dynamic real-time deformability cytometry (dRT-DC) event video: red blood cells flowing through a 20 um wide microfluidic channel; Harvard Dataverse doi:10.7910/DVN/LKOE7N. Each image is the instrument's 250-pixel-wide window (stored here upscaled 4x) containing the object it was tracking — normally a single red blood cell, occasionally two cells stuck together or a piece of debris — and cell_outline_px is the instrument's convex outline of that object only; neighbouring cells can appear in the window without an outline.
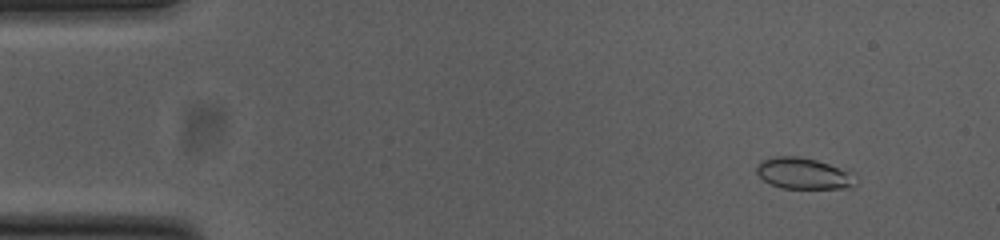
{"species": "common noctule bat (a hibernating species)", "species_latin": "Nyctalus noctula", "temperature_condition": "cold", "stored_images_in_passage": 53, "camera_frame_rate_fps": 3000, "um_per_image_px": 0.085, "animal": {"sex": "female", "body_mass_g": 23.0, "forearm_length_mm": 53.4}, "frame": {"image": 1, "passage_image": 5, "time_ms": 1.333, "image_size_px": [1000, 240], "cell_outline_px": [[856, 184], [848, 188], [780, 188], [764, 180], [756, 172], [756, 164], [760, 160], [772, 156], [796, 156], [816, 160], [848, 168], [856, 172]], "centroid_in_image_um": [68.36, 14.73], "position_along_channel_um": 16.6, "area_um2": 18.55}}
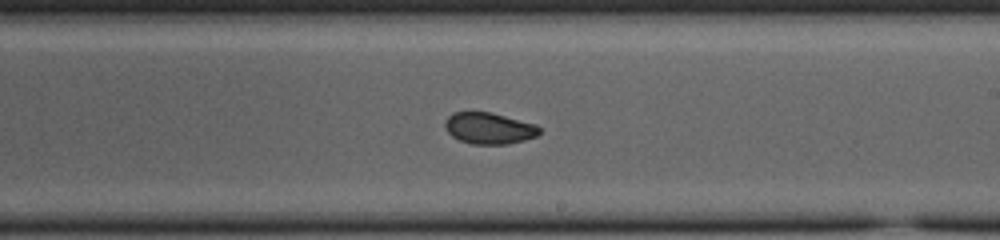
{"frame": {"image": 2, "passage_image": 31, "time_ms": 10.0, "image_size_px": [1000, 240], "cell_outline_px": [[540, 132], [536, 136], [524, 140], [508, 144], [472, 144], [460, 140], [452, 136], [444, 128], [444, 124], [448, 116], [452, 112], [492, 112], [536, 124], [540, 128]], "centroid_in_image_um": [41.56, 10.89], "position_along_channel_um": 247.4, "area_um2": 17.34}}
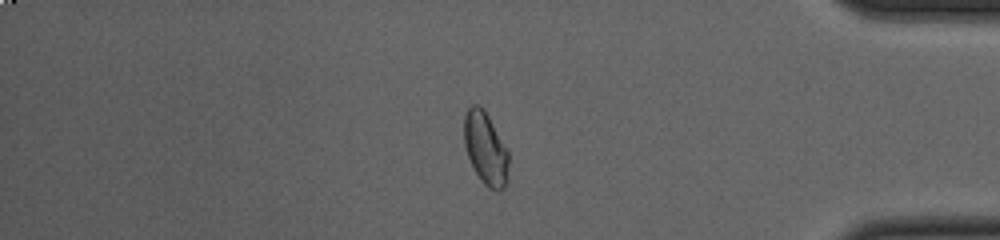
{"frame": {"image": 3, "passage_image": 45, "time_ms": 14.667, "image_size_px": [1000, 240], "cell_outline_px": [[508, 164], [504, 184], [496, 192], [488, 188], [484, 184], [476, 172], [468, 156], [464, 144], [464, 116], [468, 108], [472, 104], [480, 104], [484, 108], [508, 152]], "centroid_in_image_um": [41.24, 12.56], "position_along_channel_um": 394.0, "area_um2": 18.44}, "authors_computed_cell_mechanics": {"area_um2": 18.0914, "velocity_mm_per_s": 3.7871, "shape_relaxation_time_tau1_ms": 3.9656, "shape_relaxation_time_tau2_ms": 1.3596, "deformation_change_tau1": 0.0976, "deformation_change_tau2": 0.0381}}